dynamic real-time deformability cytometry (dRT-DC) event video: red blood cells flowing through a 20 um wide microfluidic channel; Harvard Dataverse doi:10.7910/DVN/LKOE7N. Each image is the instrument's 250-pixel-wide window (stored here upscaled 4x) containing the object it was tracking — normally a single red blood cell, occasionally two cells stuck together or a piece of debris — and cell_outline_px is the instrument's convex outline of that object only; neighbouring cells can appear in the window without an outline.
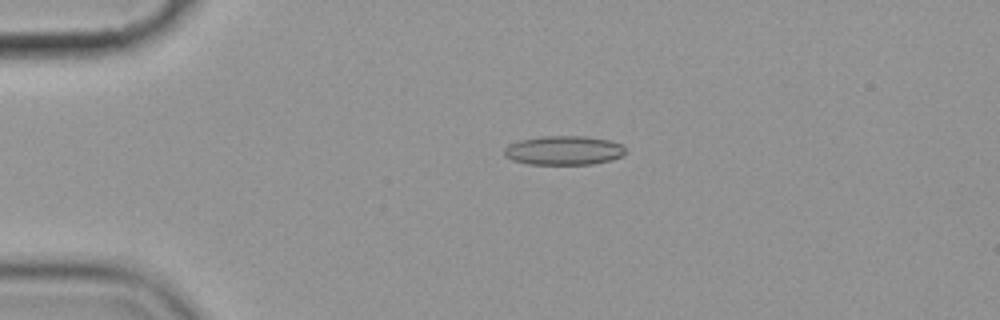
{"species": "common noctule bat (a hibernating species)", "species_latin": "Nyctalus noctula", "temperature_condition": "cold", "stored_images_in_passage": 4, "camera_frame_rate_fps": 3000, "um_per_image_px": 0.085, "animal": {"sex": "female", "body_mass_g": 19.9}, "frame": {"image": 1, "passage_image": 3, "time_ms": 3.0, "image_size_px": [1000, 320], "cell_outline_px": [[624, 152], [620, 156], [612, 160], [592, 164], [528, 164], [512, 160], [504, 156], [504, 148], [508, 144], [520, 140], [540, 136], [584, 136], [608, 140], [620, 144], [624, 148]], "centroid_in_image_um": [47.86, 12.78], "position_along_channel_um": 37.1, "area_um2": 20.52}}